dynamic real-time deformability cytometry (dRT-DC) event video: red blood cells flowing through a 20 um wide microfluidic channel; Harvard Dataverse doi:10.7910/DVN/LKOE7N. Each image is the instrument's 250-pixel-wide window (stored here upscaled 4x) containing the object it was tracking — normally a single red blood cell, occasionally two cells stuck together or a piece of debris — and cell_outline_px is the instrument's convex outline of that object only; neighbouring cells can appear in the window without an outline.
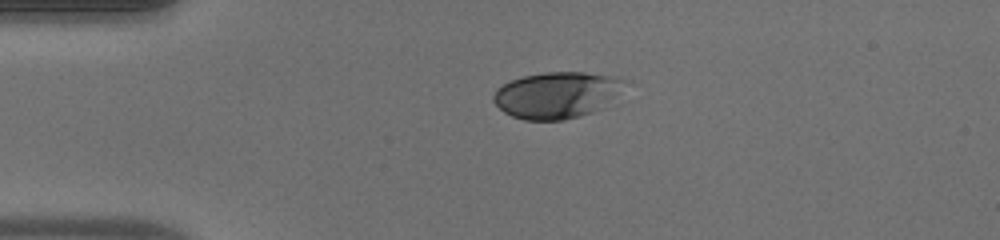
{"species": "human", "species_latin": "Homo sapiens", "temperature_condition": "warm", "stored_images_in_passage": 41, "camera_frame_rate_fps": 3000, "um_per_image_px": 0.085, "donor": {"sex": "male"}, "frame": {"image": 1, "passage_image": 1, "time_ms": 0.0, "image_size_px": [1000, 240], "cell_outline_px": [[624, 80], [604, 108], [592, 112], [564, 120], [524, 120], [512, 116], [504, 112], [492, 100], [492, 96], [496, 88], [512, 80], [524, 76], [544, 72], [584, 72], [616, 76]], "centroid_in_image_um": [47.25, 8.08], "position_along_channel_um": 37.8, "area_um2": 35.03}}
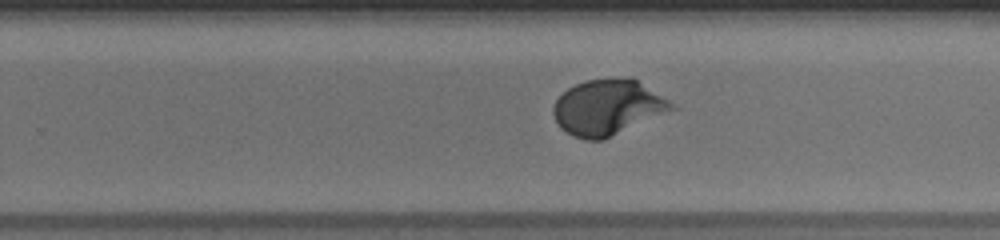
{"frame": {"image": 2, "passage_image": 22, "time_ms": 7.0, "image_size_px": [1000, 240], "cell_outline_px": [[680, 108], [604, 140], [584, 140], [572, 136], [564, 132], [560, 128], [552, 112], [552, 108], [556, 100], [568, 88], [576, 84], [588, 80], [632, 76], [676, 104]], "centroid_in_image_um": [51.71, 9.14], "position_along_channel_um": 278.1, "area_um2": 39.02}}
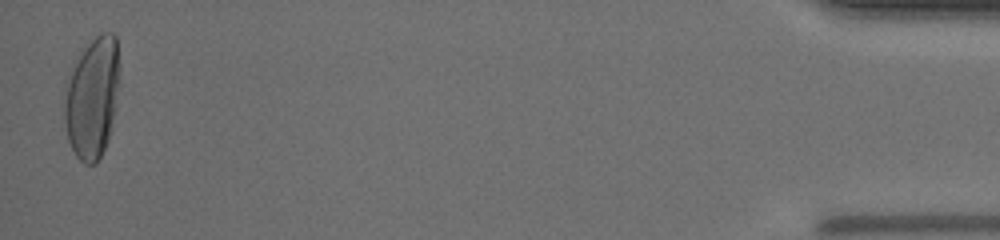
{"frame": {"image": 3, "passage_image": 40, "time_ms": 13.0, "image_size_px": [1000, 240], "cell_outline_px": [[120, 84], [116, 108], [112, 128], [108, 140], [96, 164], [84, 164], [76, 156], [68, 140], [64, 120], [64, 84], [84, 48], [96, 36], [104, 32], [112, 32], [116, 36]], "centroid_in_image_um": [7.85, 8.32], "position_along_channel_um": 427.3, "area_um2": 39.3}, "authors_computed_cell_mechanics": {"area_um2": 37.1076, "velocity_mm_per_s": 3.9745, "shape_relaxation_time_tau1_ms": 3.6453, "shape_relaxation_time_tau2_ms": null, "deformation_change_tau1": 0.1996, "deformation_change_tau2": null}}